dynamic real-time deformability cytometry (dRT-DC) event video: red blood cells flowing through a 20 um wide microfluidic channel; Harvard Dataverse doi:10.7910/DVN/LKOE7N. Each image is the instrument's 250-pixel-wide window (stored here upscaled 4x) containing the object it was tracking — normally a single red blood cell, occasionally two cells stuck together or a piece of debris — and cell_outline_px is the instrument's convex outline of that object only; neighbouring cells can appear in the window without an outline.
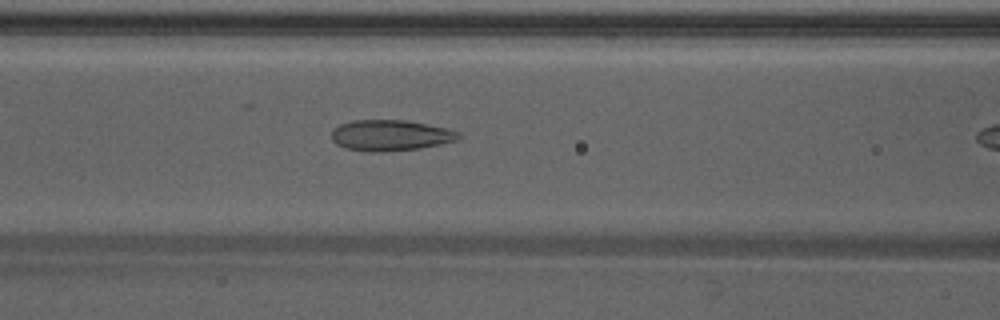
{"species": "Egyptian fruit bat (a non-hibernating species)", "species_latin": "Rousettus aegyptiacus", "temperature_condition": "warm", "stored_images_in_passage": 7, "camera_frame_rate_fps": 3000, "um_per_image_px": 0.085, "animal": {"sex": "male"}, "frame": {"image": 1, "passage_image": 6, "time_ms": 1.667, "image_size_px": [1000, 320], "cell_outline_px": [[460, 136], [456, 140], [440, 144], [420, 148], [384, 152], [372, 152], [344, 148], [336, 144], [332, 140], [332, 128], [340, 124], [352, 120], [404, 120], [448, 128], [460, 132]], "centroid_in_image_um": [33.16, 11.5], "position_along_channel_um": 133.4, "area_um2": 22.95}}